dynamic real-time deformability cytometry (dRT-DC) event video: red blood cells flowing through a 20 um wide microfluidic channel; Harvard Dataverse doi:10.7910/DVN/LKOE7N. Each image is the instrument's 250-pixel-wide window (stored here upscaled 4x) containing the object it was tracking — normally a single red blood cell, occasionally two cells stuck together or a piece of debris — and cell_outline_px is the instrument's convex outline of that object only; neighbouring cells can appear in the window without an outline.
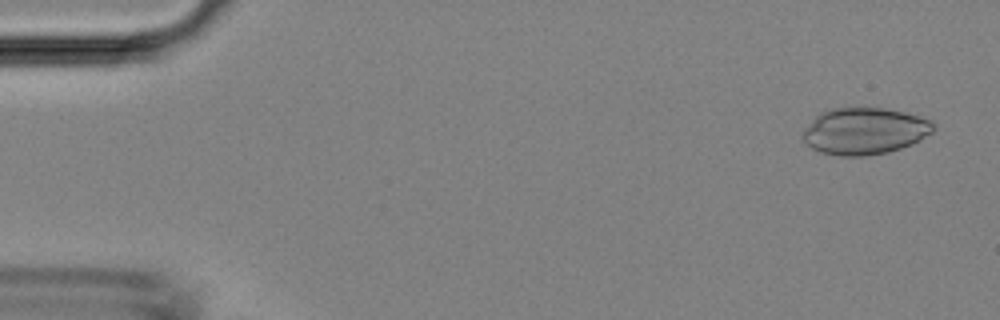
{"species": "Egyptian fruit bat (a non-hibernating species)", "species_latin": "Rousettus aegyptiacus", "temperature_condition": "room temperature", "stored_images_in_passage": 44, "camera_frame_rate_fps": 3000, "um_per_image_px": 0.085, "animal": {"sex": "female"}, "frame": {"image": 1, "passage_image": 2, "time_ms": 0.333, "image_size_px": [1000, 320], "cell_outline_px": [[936, 128], [932, 132], [920, 140], [912, 144], [888, 152], [868, 156], [840, 156], [820, 152], [812, 148], [800, 136], [800, 132], [820, 112], [832, 108], [888, 108], [920, 116], [932, 120]], "centroid_in_image_um": [73.49, 11.14], "position_along_channel_um": 11.5, "area_um2": 35.89}}
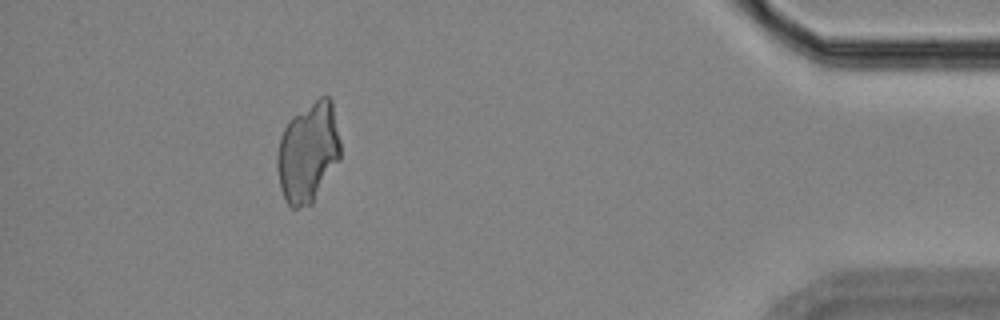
{"frame": {"image": 2, "passage_image": 42, "time_ms": 13.667, "image_size_px": [1000, 320], "cell_outline_px": [[340, 160], [312, 204], [296, 208], [292, 208], [288, 204], [280, 188], [276, 168], [276, 156], [280, 136], [288, 120], [292, 116], [320, 96], [328, 96], [332, 100], [340, 140]], "centroid_in_image_um": [26.18, 12.95], "position_along_channel_um": 409.0, "area_um2": 37.28}}